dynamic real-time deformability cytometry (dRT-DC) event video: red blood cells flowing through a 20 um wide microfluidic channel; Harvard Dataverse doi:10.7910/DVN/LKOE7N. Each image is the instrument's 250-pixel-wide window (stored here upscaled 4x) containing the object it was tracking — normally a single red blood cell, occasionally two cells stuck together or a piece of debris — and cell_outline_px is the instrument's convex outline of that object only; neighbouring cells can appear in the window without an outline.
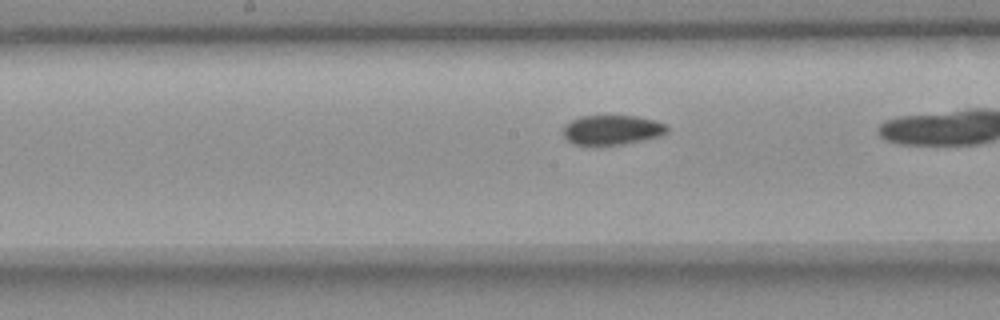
{"species": "common noctule bat (a hibernating species)", "species_latin": "Nyctalus noctula", "temperature_condition": "room temperature", "stored_images_in_passage": 33, "camera_frame_rate_fps": 3000, "um_per_image_px": 0.085, "animal": {"sex": "female", "body_mass_g": 18.4}, "frame": {"image": 1, "passage_image": 19, "time_ms": 6.0, "image_size_px": [1000, 320], "cell_outline_px": [[668, 132], [660, 136], [620, 144], [572, 144], [560, 132], [564, 124], [580, 116], [636, 116], [656, 120], [668, 124]], "centroid_in_image_um": [52.01, 11.02], "position_along_channel_um": 196.2, "area_um2": 17.98}}